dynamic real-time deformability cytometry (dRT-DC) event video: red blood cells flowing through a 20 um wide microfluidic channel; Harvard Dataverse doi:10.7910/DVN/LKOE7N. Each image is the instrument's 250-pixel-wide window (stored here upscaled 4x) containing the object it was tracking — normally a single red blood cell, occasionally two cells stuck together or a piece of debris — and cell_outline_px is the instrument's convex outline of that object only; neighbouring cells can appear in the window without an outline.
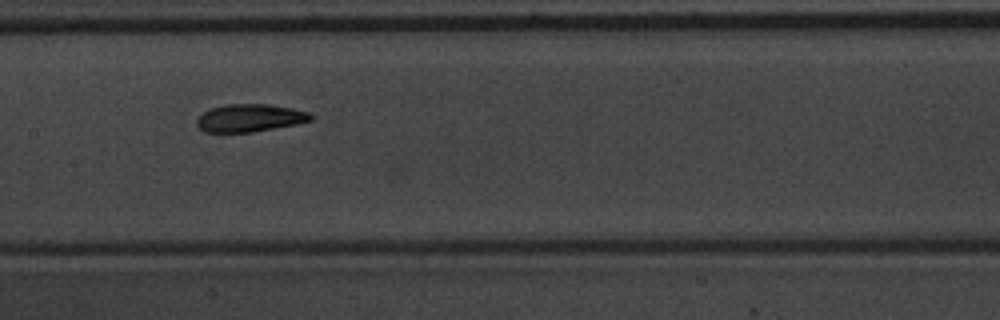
{"species": "common noctule bat (a hibernating species)", "species_latin": "Nyctalus noctula", "temperature_condition": "warm", "stored_images_in_passage": 29, "camera_frame_rate_fps": 3000, "um_per_image_px": 0.085, "animal": {"sex": "male", "body_mass_g": 20.1, "forearm_length_mm": 53.5}, "frame": {"image": 1, "passage_image": 27, "time_ms": 8.667, "image_size_px": [1000, 320], "cell_outline_px": [[312, 120], [296, 124], [252, 132], [204, 132], [196, 124], [196, 120], [208, 108], [224, 104], [268, 104], [292, 108], [308, 112], [312, 116]], "centroid_in_image_um": [21.2, 10.02], "position_along_channel_um": 186.2, "area_um2": 18.38}}